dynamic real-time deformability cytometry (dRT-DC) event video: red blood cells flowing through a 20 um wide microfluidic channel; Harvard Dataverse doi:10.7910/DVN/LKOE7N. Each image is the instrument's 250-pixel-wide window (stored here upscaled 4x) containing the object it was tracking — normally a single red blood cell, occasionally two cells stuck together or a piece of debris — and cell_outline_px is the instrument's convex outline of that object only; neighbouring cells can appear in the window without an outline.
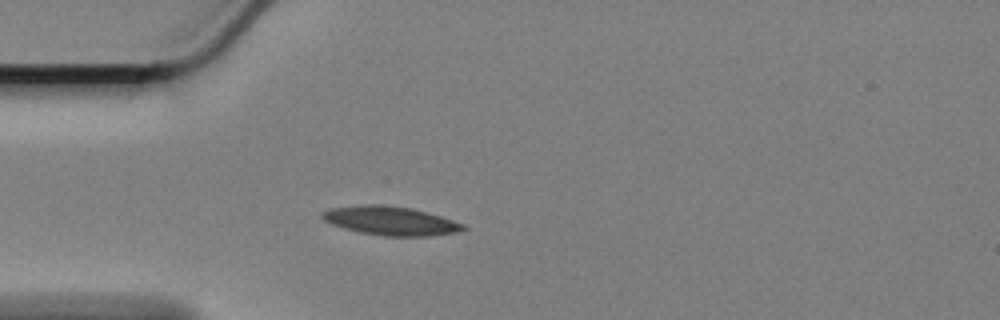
{"species": "Egyptian fruit bat (a non-hibernating species)", "species_latin": "Rousettus aegyptiacus", "temperature_condition": "cold", "stored_images_in_passage": 44, "camera_frame_rate_fps": 3000, "um_per_image_px": 0.085, "animal": {"sex": "female"}, "frame": {"image": 1, "passage_image": 1, "time_ms": 0.0, "image_size_px": [1000, 320], "cell_outline_px": [[468, 228], [456, 232], [428, 236], [380, 236], [360, 232], [344, 228], [332, 224], [324, 220], [320, 216], [320, 212], [328, 208], [364, 204], [380, 204], [412, 208], [428, 212], [464, 224]], "centroid_in_image_um": [33.16, 18.76], "position_along_channel_um": 51.8, "area_um2": 23.81}}
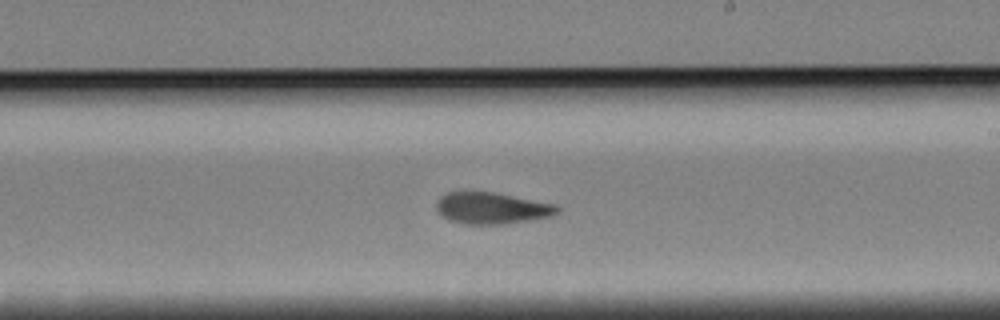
{"frame": {"image": 2, "passage_image": 19, "time_ms": 6.0, "image_size_px": [1000, 320], "cell_outline_px": [[560, 212], [552, 216], [504, 224], [464, 224], [448, 220], [440, 216], [436, 212], [436, 200], [444, 192], [492, 192], [556, 204], [560, 208]], "centroid_in_image_um": [41.75, 17.7], "position_along_channel_um": 247.2, "area_um2": 22.43}}
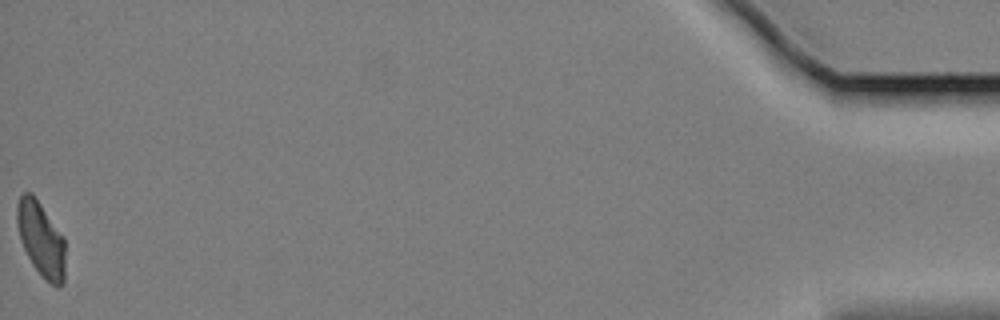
{"frame": {"image": 3, "passage_image": 44, "time_ms": 14.333, "image_size_px": [1000, 320], "cell_outline_px": [[64, 284], [56, 288], [44, 280], [32, 264], [20, 240], [16, 220], [16, 204], [20, 196], [24, 192], [32, 192], [64, 236]], "centroid_in_image_um": [3.48, 20.34], "position_along_channel_um": 431.7, "area_um2": 21.27}, "authors_computed_cell_mechanics": {"area_um2": 22.542, "velocity_mm_per_s": 3.3816, "shape_relaxation_time_tau1_ms": 5.428, "shape_relaxation_time_tau2_ms": 3.5307, "deformation_change_tau1": 0.1429, "deformation_change_tau2": 0.0897}}